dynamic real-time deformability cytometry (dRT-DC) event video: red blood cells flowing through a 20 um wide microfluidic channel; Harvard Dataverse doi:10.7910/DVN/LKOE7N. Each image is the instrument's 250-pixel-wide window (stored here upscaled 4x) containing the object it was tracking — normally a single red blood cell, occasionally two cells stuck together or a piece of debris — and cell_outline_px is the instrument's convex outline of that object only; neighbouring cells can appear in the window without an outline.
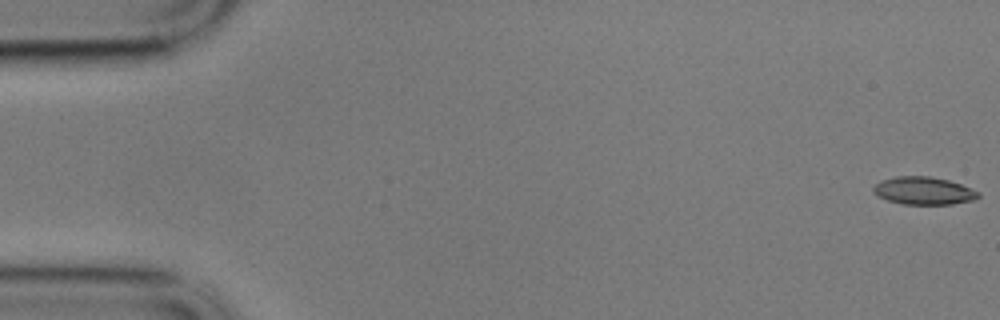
{"species": "common noctule bat (a hibernating species)", "species_latin": "Nyctalus noctula", "temperature_condition": "cold", "stored_images_in_passage": 58, "camera_frame_rate_fps": 3000, "um_per_image_px": 0.085, "animal": {"sex": "male", "body_mass_g": 17.9}, "frame": {"image": 1, "passage_image": 1, "time_ms": 0.0, "image_size_px": [1000, 320], "cell_outline_px": [[980, 196], [976, 200], [952, 204], [904, 204], [888, 200], [876, 196], [872, 192], [872, 188], [880, 180], [896, 176], [928, 176], [948, 180], [960, 184], [980, 192]], "centroid_in_image_um": [78.5, 16.21], "position_along_channel_um": 6.5, "area_um2": 17.05}}
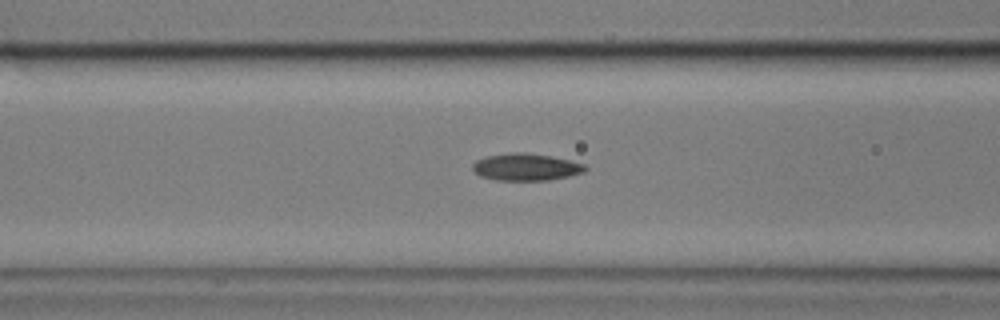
{"frame": {"image": 2, "passage_image": 23, "time_ms": 7.333, "image_size_px": [1000, 320], "cell_outline_px": [[588, 168], [584, 172], [568, 176], [548, 180], [496, 180], [480, 176], [472, 168], [472, 164], [476, 160], [488, 156], [508, 152], [524, 152], [552, 156], [584, 164]], "centroid_in_image_um": [44.7, 14.19], "position_along_channel_um": 121.9, "area_um2": 17.74}}
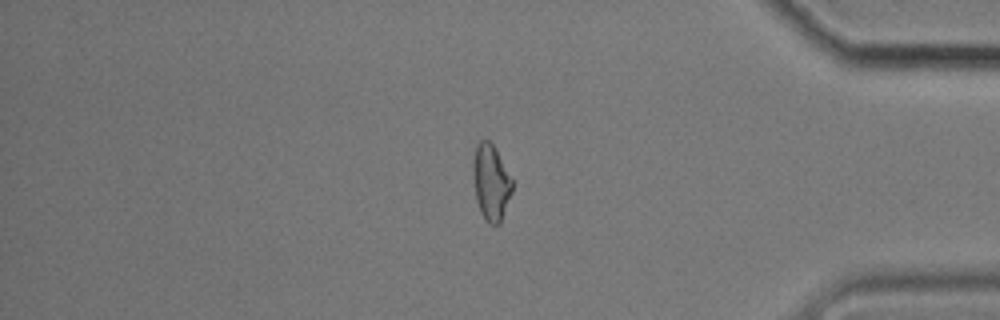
{"frame": {"image": 3, "passage_image": 49, "time_ms": 16.0, "image_size_px": [1000, 320], "cell_outline_px": [[512, 192], [500, 224], [488, 224], [480, 212], [476, 200], [472, 176], [472, 160], [476, 144], [480, 140], [488, 140], [496, 148], [512, 180]], "centroid_in_image_um": [41.7, 15.49], "position_along_channel_um": 393.5, "area_um2": 17.57}, "authors_computed_cell_mechanics": {"area_um2": 17.5423, "velocity_mm_per_s": 3.4512, "shape_relaxation_time_tau1_ms": null, "shape_relaxation_time_tau2_ms": 3.3244, "deformation_change_tau1": null, "deformation_change_tau2": 0.1004}}